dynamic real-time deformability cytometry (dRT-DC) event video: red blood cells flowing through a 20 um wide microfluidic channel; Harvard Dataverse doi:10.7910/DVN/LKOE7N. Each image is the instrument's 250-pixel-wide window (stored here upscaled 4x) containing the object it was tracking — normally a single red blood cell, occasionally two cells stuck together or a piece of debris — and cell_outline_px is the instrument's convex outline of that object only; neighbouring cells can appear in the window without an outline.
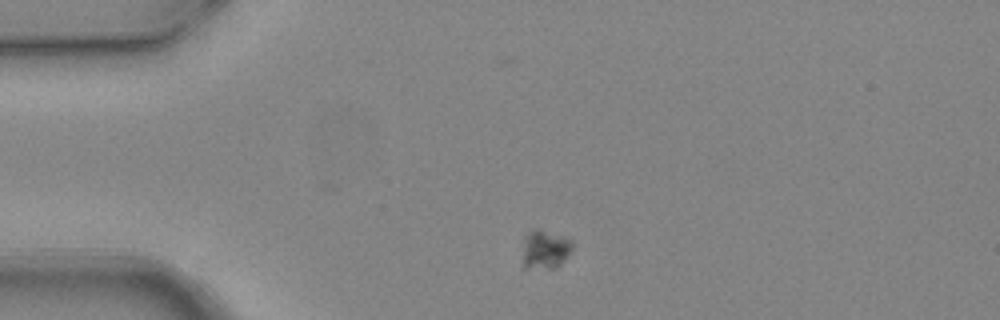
{"species": "common noctule bat (a hibernating species)", "species_latin": "Nyctalus noctula", "temperature_condition": "warm", "stored_images_in_passage": 2, "camera_frame_rate_fps": 3000, "um_per_image_px": 0.085, "animal": {"sex": "female", "body_mass_g": 24.6, "forearm_length_mm": 56.2}, "frame": {"image": 1, "passage_image": 1, "time_ms": 0.0, "image_size_px": [1000, 320], "cell_outline_px": [[572, 252], [556, 268], [524, 268], [524, 236], [528, 232], [536, 228], [568, 236], [572, 240]], "centroid_in_image_um": [46.38, 21.17], "position_along_channel_um": 38.6, "area_um2": 11.44}}